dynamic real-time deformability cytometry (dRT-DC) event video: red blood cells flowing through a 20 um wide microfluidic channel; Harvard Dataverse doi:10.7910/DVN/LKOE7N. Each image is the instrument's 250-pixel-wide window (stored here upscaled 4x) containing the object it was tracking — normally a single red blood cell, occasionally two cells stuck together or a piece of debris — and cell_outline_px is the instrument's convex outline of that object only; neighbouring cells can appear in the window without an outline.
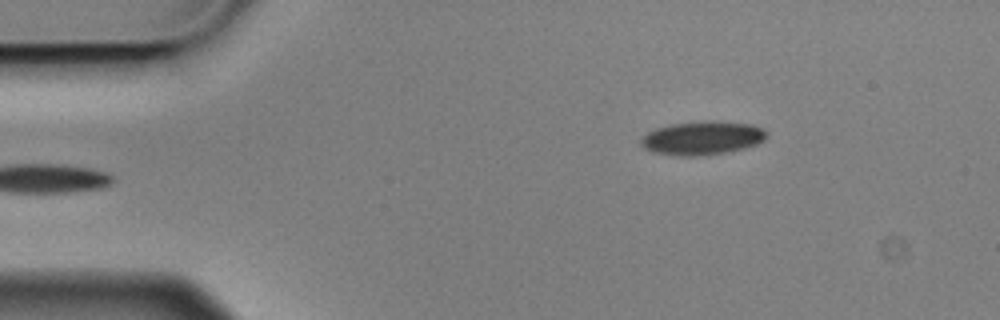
{"species": "Egyptian fruit bat (a non-hibernating species)", "species_latin": "Rousettus aegyptiacus", "temperature_condition": "cold", "stored_images_in_passage": 6, "camera_frame_rate_fps": 3000, "um_per_image_px": 0.085, "animal": {"sex": "male"}, "frame": {"image": 1, "passage_image": 6, "time_ms": 1.667, "image_size_px": [1000, 320], "cell_outline_px": [[764, 140], [756, 144], [744, 148], [724, 152], [700, 156], [672, 156], [652, 152], [644, 148], [640, 144], [640, 140], [648, 132], [656, 128], [672, 124], [752, 124], [760, 128], [764, 132]], "centroid_in_image_um": [59.59, 11.8], "position_along_channel_um": 25.4, "area_um2": 23.29}}